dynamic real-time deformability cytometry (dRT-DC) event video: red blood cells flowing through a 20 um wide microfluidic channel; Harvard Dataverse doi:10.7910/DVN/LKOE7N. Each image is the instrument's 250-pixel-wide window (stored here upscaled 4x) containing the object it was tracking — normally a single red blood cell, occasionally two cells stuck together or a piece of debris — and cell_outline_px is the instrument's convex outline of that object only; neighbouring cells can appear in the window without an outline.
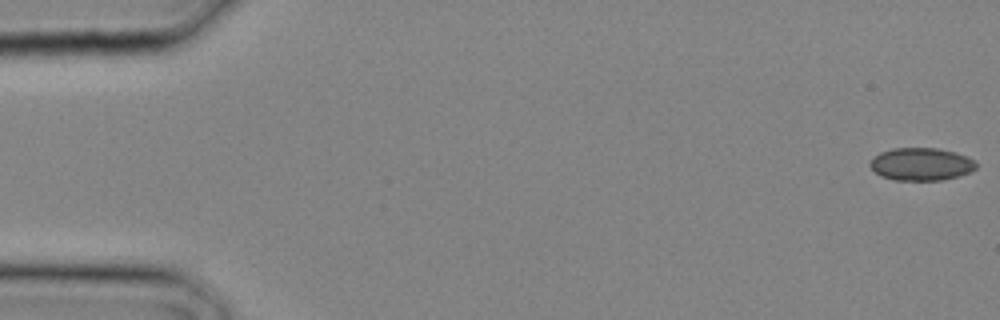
{"species": "common noctule bat (a hibernating species)", "species_latin": "Nyctalus noctula", "temperature_condition": "cold", "stored_images_in_passage": 17, "camera_frame_rate_fps": 3000, "um_per_image_px": 0.085, "animal": {"sex": "male", "body_mass_g": 20.4}, "frame": {"image": 1, "passage_image": 1, "time_ms": 0.0, "image_size_px": [1000, 320], "cell_outline_px": [[976, 168], [968, 172], [956, 176], [940, 180], [896, 180], [880, 176], [868, 164], [880, 152], [892, 148], [936, 148], [956, 152], [968, 156], [976, 160]], "centroid_in_image_um": [78.31, 13.94], "position_along_channel_um": 6.7, "area_um2": 20.11}}
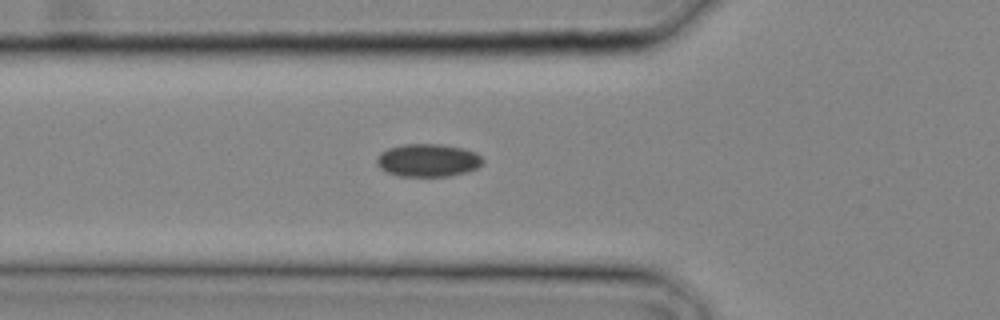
{"frame": {"image": 2, "passage_image": 11, "time_ms": 3.333, "image_size_px": [1000, 320], "cell_outline_px": [[484, 164], [468, 172], [448, 176], [400, 176], [388, 172], [380, 168], [376, 164], [376, 160], [380, 152], [388, 148], [400, 144], [440, 144], [464, 148], [476, 152], [484, 160]], "centroid_in_image_um": [36.39, 13.62], "position_along_channel_um": 89.4, "area_um2": 20.52}}
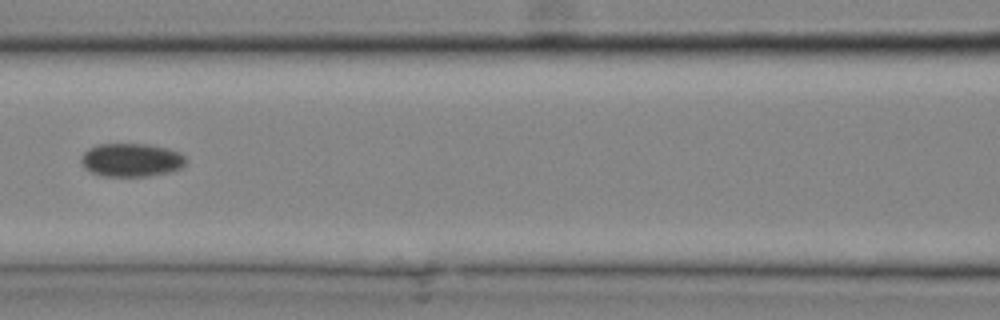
{"frame": {"image": 3, "passage_image": 14, "time_ms": 4.333, "image_size_px": [1000, 320], "cell_outline_px": [[188, 160], [180, 168], [172, 172], [148, 176], [104, 176], [92, 172], [84, 168], [80, 164], [80, 156], [88, 148], [96, 144], [152, 144], [168, 148], [180, 152]], "centroid_in_image_um": [11.16, 13.59], "position_along_channel_um": 155.4, "area_um2": 20.75}}